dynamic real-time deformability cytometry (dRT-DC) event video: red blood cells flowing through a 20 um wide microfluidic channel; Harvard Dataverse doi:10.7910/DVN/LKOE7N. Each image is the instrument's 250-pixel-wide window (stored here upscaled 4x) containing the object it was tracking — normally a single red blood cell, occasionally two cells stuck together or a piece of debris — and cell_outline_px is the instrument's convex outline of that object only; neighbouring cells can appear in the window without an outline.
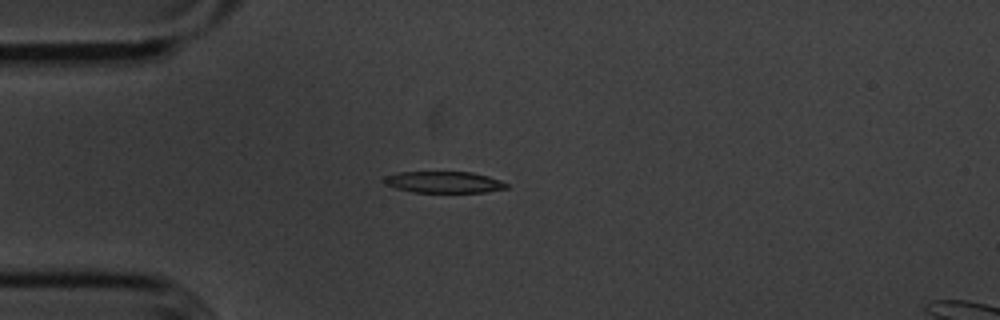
{"species": "common noctule bat (a hibernating species)", "species_latin": "Nyctalus noctula", "temperature_condition": "cold", "stored_images_in_passage": 42, "camera_frame_rate_fps": 3000, "um_per_image_px": 0.085, "animal": {"sex": "male", "body_mass_g": 20.1, "forearm_length_mm": 53.5}, "frame": {"image": 1, "passage_image": 1, "time_ms": 0.0, "image_size_px": [1000, 320], "cell_outline_px": [[508, 188], [484, 192], [412, 192], [396, 188], [384, 184], [380, 180], [384, 176], [400, 172], [472, 172], [488, 176], [500, 180], [508, 184]], "centroid_in_image_um": [37.69, 15.48], "position_along_channel_um": 47.3, "area_um2": 15.37}}
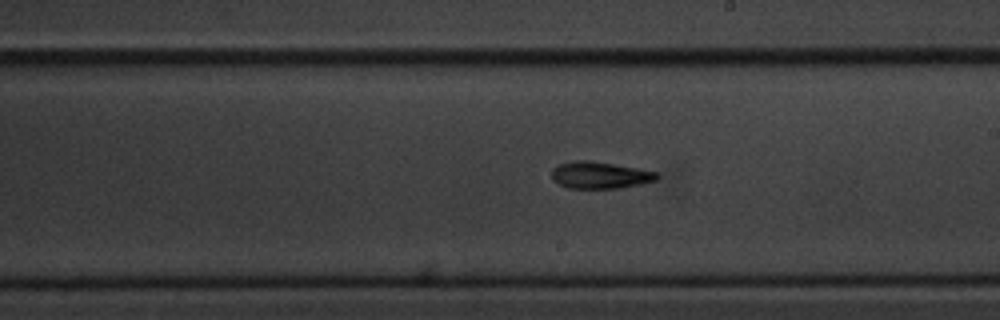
{"frame": {"image": 2, "passage_image": 18, "time_ms": 5.667, "image_size_px": [1000, 320], "cell_outline_px": [[660, 176], [656, 180], [640, 184], [620, 188], [568, 188], [552, 180], [552, 168], [560, 164], [576, 160], [588, 160], [660, 172]], "centroid_in_image_um": [51.01, 14.89], "position_along_channel_um": 238.0, "area_um2": 16.42}}
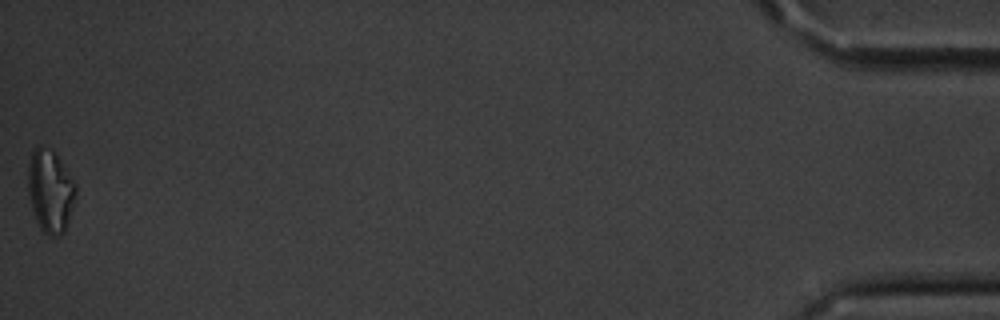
{"frame": {"image": 3, "passage_image": 42, "time_ms": 13.667, "image_size_px": [1000, 320], "cell_outline_px": [[76, 192], [68, 220], [64, 232], [60, 236], [48, 236], [40, 228], [36, 220], [32, 208], [28, 192], [28, 164], [32, 152], [40, 144], [52, 152], [56, 156], [76, 184]], "centroid_in_image_um": [4.25, 16.27], "position_along_channel_um": 430.9, "area_um2": 22.54}, "authors_computed_cell_mechanics": {"area_um2": 16.7909, "velocity_mm_per_s": 3.6119, "shape_relaxation_time_tau1_ms": 3.5463, "shape_relaxation_time_tau2_ms": 10.2513, "deformation_change_tau1": 0.1324, "deformation_change_tau2": 0.2272}}